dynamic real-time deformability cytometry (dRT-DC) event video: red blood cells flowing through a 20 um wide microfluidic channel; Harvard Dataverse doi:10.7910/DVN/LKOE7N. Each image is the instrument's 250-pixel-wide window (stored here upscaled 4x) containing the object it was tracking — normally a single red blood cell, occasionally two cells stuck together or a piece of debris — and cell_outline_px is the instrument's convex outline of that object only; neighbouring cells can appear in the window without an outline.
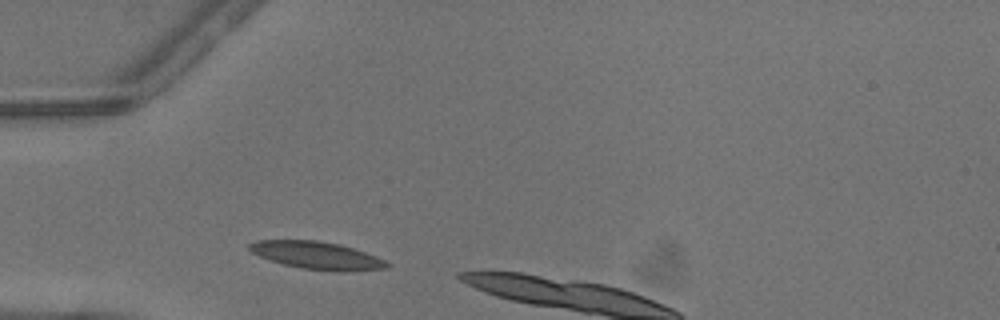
{"species": "common noctule bat (a hibernating species)", "species_latin": "Nyctalus noctula", "temperature_condition": "warm", "stored_images_in_passage": 2, "camera_frame_rate_fps": 3000, "um_per_image_px": 0.085, "animal": {"sex": "male", "body_mass_g": 13.3}, "frame": {"image": 1, "passage_image": 1, "time_ms": 0.0, "image_size_px": [1000, 320], "cell_outline_px": [[392, 264], [388, 268], [344, 272], [332, 272], [300, 268], [268, 260], [252, 252], [248, 248], [248, 244], [256, 240], [320, 240], [340, 244], [376, 256]], "centroid_in_image_um": [26.95, 21.72], "position_along_channel_um": 58.1, "area_um2": 22.37}}